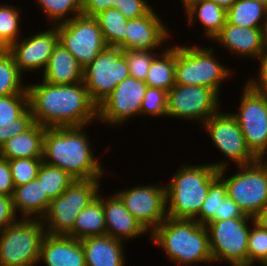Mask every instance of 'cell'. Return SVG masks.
I'll return each mask as SVG.
<instances>
[{
  "label": "cell",
  "instance_id": "1",
  "mask_svg": "<svg viewBox=\"0 0 267 266\" xmlns=\"http://www.w3.org/2000/svg\"><path fill=\"white\" fill-rule=\"evenodd\" d=\"M35 123L46 128L88 126L97 121V105L83 82L55 85L44 80L27 84Z\"/></svg>",
  "mask_w": 267,
  "mask_h": 266
},
{
  "label": "cell",
  "instance_id": "2",
  "mask_svg": "<svg viewBox=\"0 0 267 266\" xmlns=\"http://www.w3.org/2000/svg\"><path fill=\"white\" fill-rule=\"evenodd\" d=\"M85 127L45 128L43 162L59 167L75 180L102 178L105 169L90 147Z\"/></svg>",
  "mask_w": 267,
  "mask_h": 266
},
{
  "label": "cell",
  "instance_id": "3",
  "mask_svg": "<svg viewBox=\"0 0 267 266\" xmlns=\"http://www.w3.org/2000/svg\"><path fill=\"white\" fill-rule=\"evenodd\" d=\"M149 239L162 248L173 264L196 266L198 262L214 263L207 228L194 219L167 216L149 235Z\"/></svg>",
  "mask_w": 267,
  "mask_h": 266
},
{
  "label": "cell",
  "instance_id": "4",
  "mask_svg": "<svg viewBox=\"0 0 267 266\" xmlns=\"http://www.w3.org/2000/svg\"><path fill=\"white\" fill-rule=\"evenodd\" d=\"M217 178L218 169L212 163L182 165L165 183L167 216L195 219Z\"/></svg>",
  "mask_w": 267,
  "mask_h": 266
},
{
  "label": "cell",
  "instance_id": "5",
  "mask_svg": "<svg viewBox=\"0 0 267 266\" xmlns=\"http://www.w3.org/2000/svg\"><path fill=\"white\" fill-rule=\"evenodd\" d=\"M227 161L212 164L226 185L227 195L244 215L255 218L267 207V161L258 159L252 164L237 166L239 169L234 175L225 177L229 166Z\"/></svg>",
  "mask_w": 267,
  "mask_h": 266
},
{
  "label": "cell",
  "instance_id": "6",
  "mask_svg": "<svg viewBox=\"0 0 267 266\" xmlns=\"http://www.w3.org/2000/svg\"><path fill=\"white\" fill-rule=\"evenodd\" d=\"M213 47L176 45L175 84L209 87L220 95V87L232 76L214 55Z\"/></svg>",
  "mask_w": 267,
  "mask_h": 266
},
{
  "label": "cell",
  "instance_id": "7",
  "mask_svg": "<svg viewBox=\"0 0 267 266\" xmlns=\"http://www.w3.org/2000/svg\"><path fill=\"white\" fill-rule=\"evenodd\" d=\"M41 219L18 218L0 231V266H37L47 235Z\"/></svg>",
  "mask_w": 267,
  "mask_h": 266
},
{
  "label": "cell",
  "instance_id": "8",
  "mask_svg": "<svg viewBox=\"0 0 267 266\" xmlns=\"http://www.w3.org/2000/svg\"><path fill=\"white\" fill-rule=\"evenodd\" d=\"M101 180H75L60 196L52 199L41 219L47 234L67 236L79 213L97 197Z\"/></svg>",
  "mask_w": 267,
  "mask_h": 266
},
{
  "label": "cell",
  "instance_id": "9",
  "mask_svg": "<svg viewBox=\"0 0 267 266\" xmlns=\"http://www.w3.org/2000/svg\"><path fill=\"white\" fill-rule=\"evenodd\" d=\"M249 222H255V218L239 217L205 225L214 263L226 261L230 266H248Z\"/></svg>",
  "mask_w": 267,
  "mask_h": 266
},
{
  "label": "cell",
  "instance_id": "10",
  "mask_svg": "<svg viewBox=\"0 0 267 266\" xmlns=\"http://www.w3.org/2000/svg\"><path fill=\"white\" fill-rule=\"evenodd\" d=\"M124 50L106 46L83 69V83L91 100L98 106L124 79L130 76Z\"/></svg>",
  "mask_w": 267,
  "mask_h": 266
},
{
  "label": "cell",
  "instance_id": "11",
  "mask_svg": "<svg viewBox=\"0 0 267 266\" xmlns=\"http://www.w3.org/2000/svg\"><path fill=\"white\" fill-rule=\"evenodd\" d=\"M61 43L85 68L107 46L95 17L79 15L57 25Z\"/></svg>",
  "mask_w": 267,
  "mask_h": 266
},
{
  "label": "cell",
  "instance_id": "12",
  "mask_svg": "<svg viewBox=\"0 0 267 266\" xmlns=\"http://www.w3.org/2000/svg\"><path fill=\"white\" fill-rule=\"evenodd\" d=\"M240 108L235 117L245 137L248 149L257 159L267 154V97L244 84Z\"/></svg>",
  "mask_w": 267,
  "mask_h": 266
},
{
  "label": "cell",
  "instance_id": "13",
  "mask_svg": "<svg viewBox=\"0 0 267 266\" xmlns=\"http://www.w3.org/2000/svg\"><path fill=\"white\" fill-rule=\"evenodd\" d=\"M219 95L209 87L175 84L168 91L167 117L198 121L200 125L220 110Z\"/></svg>",
  "mask_w": 267,
  "mask_h": 266
},
{
  "label": "cell",
  "instance_id": "14",
  "mask_svg": "<svg viewBox=\"0 0 267 266\" xmlns=\"http://www.w3.org/2000/svg\"><path fill=\"white\" fill-rule=\"evenodd\" d=\"M147 88L144 80L127 77L97 106V120L117 127L140 116Z\"/></svg>",
  "mask_w": 267,
  "mask_h": 266
},
{
  "label": "cell",
  "instance_id": "15",
  "mask_svg": "<svg viewBox=\"0 0 267 266\" xmlns=\"http://www.w3.org/2000/svg\"><path fill=\"white\" fill-rule=\"evenodd\" d=\"M202 127L216 148L234 165H248L258 160L248 149L240 126L231 112L219 110Z\"/></svg>",
  "mask_w": 267,
  "mask_h": 266
},
{
  "label": "cell",
  "instance_id": "16",
  "mask_svg": "<svg viewBox=\"0 0 267 266\" xmlns=\"http://www.w3.org/2000/svg\"><path fill=\"white\" fill-rule=\"evenodd\" d=\"M126 209L151 234L166 218V186L138 185L115 192Z\"/></svg>",
  "mask_w": 267,
  "mask_h": 266
},
{
  "label": "cell",
  "instance_id": "17",
  "mask_svg": "<svg viewBox=\"0 0 267 266\" xmlns=\"http://www.w3.org/2000/svg\"><path fill=\"white\" fill-rule=\"evenodd\" d=\"M28 36L12 43L7 51L14 58L15 64L22 74L37 70L43 72L59 42L57 25H52L45 31L41 32L40 30L34 35Z\"/></svg>",
  "mask_w": 267,
  "mask_h": 266
},
{
  "label": "cell",
  "instance_id": "18",
  "mask_svg": "<svg viewBox=\"0 0 267 266\" xmlns=\"http://www.w3.org/2000/svg\"><path fill=\"white\" fill-rule=\"evenodd\" d=\"M152 9L148 14L128 19L125 30V51H156L171 37L170 30Z\"/></svg>",
  "mask_w": 267,
  "mask_h": 266
},
{
  "label": "cell",
  "instance_id": "19",
  "mask_svg": "<svg viewBox=\"0 0 267 266\" xmlns=\"http://www.w3.org/2000/svg\"><path fill=\"white\" fill-rule=\"evenodd\" d=\"M212 41H216L237 57L257 60L265 53L264 28L240 27L226 20L225 25Z\"/></svg>",
  "mask_w": 267,
  "mask_h": 266
},
{
  "label": "cell",
  "instance_id": "20",
  "mask_svg": "<svg viewBox=\"0 0 267 266\" xmlns=\"http://www.w3.org/2000/svg\"><path fill=\"white\" fill-rule=\"evenodd\" d=\"M35 124L28 94L0 96V148L5 142Z\"/></svg>",
  "mask_w": 267,
  "mask_h": 266
},
{
  "label": "cell",
  "instance_id": "21",
  "mask_svg": "<svg viewBox=\"0 0 267 266\" xmlns=\"http://www.w3.org/2000/svg\"><path fill=\"white\" fill-rule=\"evenodd\" d=\"M106 235L125 242L149 233L143 225L124 206L120 197L114 193L103 196ZM125 240V241H124Z\"/></svg>",
  "mask_w": 267,
  "mask_h": 266
},
{
  "label": "cell",
  "instance_id": "22",
  "mask_svg": "<svg viewBox=\"0 0 267 266\" xmlns=\"http://www.w3.org/2000/svg\"><path fill=\"white\" fill-rule=\"evenodd\" d=\"M46 266H86L81 240L47 234L42 242L39 262Z\"/></svg>",
  "mask_w": 267,
  "mask_h": 266
},
{
  "label": "cell",
  "instance_id": "23",
  "mask_svg": "<svg viewBox=\"0 0 267 266\" xmlns=\"http://www.w3.org/2000/svg\"><path fill=\"white\" fill-rule=\"evenodd\" d=\"M86 266H126L125 244L109 235L81 239Z\"/></svg>",
  "mask_w": 267,
  "mask_h": 266
},
{
  "label": "cell",
  "instance_id": "24",
  "mask_svg": "<svg viewBox=\"0 0 267 266\" xmlns=\"http://www.w3.org/2000/svg\"><path fill=\"white\" fill-rule=\"evenodd\" d=\"M83 69L75 57L58 42L41 79L55 85L76 84L83 82Z\"/></svg>",
  "mask_w": 267,
  "mask_h": 266
},
{
  "label": "cell",
  "instance_id": "25",
  "mask_svg": "<svg viewBox=\"0 0 267 266\" xmlns=\"http://www.w3.org/2000/svg\"><path fill=\"white\" fill-rule=\"evenodd\" d=\"M11 197L15 214L19 213L21 218L26 219H42L51 201L43 193L41 182L37 179L27 184L16 186Z\"/></svg>",
  "mask_w": 267,
  "mask_h": 266
},
{
  "label": "cell",
  "instance_id": "26",
  "mask_svg": "<svg viewBox=\"0 0 267 266\" xmlns=\"http://www.w3.org/2000/svg\"><path fill=\"white\" fill-rule=\"evenodd\" d=\"M45 128L35 123L26 132L9 138L0 148V157L7 160L15 158H43Z\"/></svg>",
  "mask_w": 267,
  "mask_h": 266
},
{
  "label": "cell",
  "instance_id": "27",
  "mask_svg": "<svg viewBox=\"0 0 267 266\" xmlns=\"http://www.w3.org/2000/svg\"><path fill=\"white\" fill-rule=\"evenodd\" d=\"M184 9L185 16H187L186 21H188L187 25L191 26L199 21V25H203L205 37L211 41L225 25L227 11L218 6L214 1L194 0Z\"/></svg>",
  "mask_w": 267,
  "mask_h": 266
},
{
  "label": "cell",
  "instance_id": "28",
  "mask_svg": "<svg viewBox=\"0 0 267 266\" xmlns=\"http://www.w3.org/2000/svg\"><path fill=\"white\" fill-rule=\"evenodd\" d=\"M98 195L76 217L73 230L67 235L81 240L91 236L106 235L103 195Z\"/></svg>",
  "mask_w": 267,
  "mask_h": 266
},
{
  "label": "cell",
  "instance_id": "29",
  "mask_svg": "<svg viewBox=\"0 0 267 266\" xmlns=\"http://www.w3.org/2000/svg\"><path fill=\"white\" fill-rule=\"evenodd\" d=\"M162 49L153 59L145 83L168 92L175 85L176 45Z\"/></svg>",
  "mask_w": 267,
  "mask_h": 266
},
{
  "label": "cell",
  "instance_id": "30",
  "mask_svg": "<svg viewBox=\"0 0 267 266\" xmlns=\"http://www.w3.org/2000/svg\"><path fill=\"white\" fill-rule=\"evenodd\" d=\"M226 20L246 28H264L267 6L252 0H237L226 13Z\"/></svg>",
  "mask_w": 267,
  "mask_h": 266
},
{
  "label": "cell",
  "instance_id": "31",
  "mask_svg": "<svg viewBox=\"0 0 267 266\" xmlns=\"http://www.w3.org/2000/svg\"><path fill=\"white\" fill-rule=\"evenodd\" d=\"M108 46H119L125 51V30L128 19L117 9L109 8L95 16Z\"/></svg>",
  "mask_w": 267,
  "mask_h": 266
},
{
  "label": "cell",
  "instance_id": "32",
  "mask_svg": "<svg viewBox=\"0 0 267 266\" xmlns=\"http://www.w3.org/2000/svg\"><path fill=\"white\" fill-rule=\"evenodd\" d=\"M22 75L7 49H0V96L28 94Z\"/></svg>",
  "mask_w": 267,
  "mask_h": 266
},
{
  "label": "cell",
  "instance_id": "33",
  "mask_svg": "<svg viewBox=\"0 0 267 266\" xmlns=\"http://www.w3.org/2000/svg\"><path fill=\"white\" fill-rule=\"evenodd\" d=\"M41 182L43 193L52 200L60 196L74 181L66 171L42 162L36 178Z\"/></svg>",
  "mask_w": 267,
  "mask_h": 266
},
{
  "label": "cell",
  "instance_id": "34",
  "mask_svg": "<svg viewBox=\"0 0 267 266\" xmlns=\"http://www.w3.org/2000/svg\"><path fill=\"white\" fill-rule=\"evenodd\" d=\"M35 3L43 11L42 13H45L48 22L51 21V26L69 21L82 14L81 0H35Z\"/></svg>",
  "mask_w": 267,
  "mask_h": 266
},
{
  "label": "cell",
  "instance_id": "35",
  "mask_svg": "<svg viewBox=\"0 0 267 266\" xmlns=\"http://www.w3.org/2000/svg\"><path fill=\"white\" fill-rule=\"evenodd\" d=\"M20 9L13 5H0V49H7L21 38Z\"/></svg>",
  "mask_w": 267,
  "mask_h": 266
},
{
  "label": "cell",
  "instance_id": "36",
  "mask_svg": "<svg viewBox=\"0 0 267 266\" xmlns=\"http://www.w3.org/2000/svg\"><path fill=\"white\" fill-rule=\"evenodd\" d=\"M227 195L224 182L218 177L211 185L205 201L202 203L199 215L194 219L199 224L219 221L220 201Z\"/></svg>",
  "mask_w": 267,
  "mask_h": 266
},
{
  "label": "cell",
  "instance_id": "37",
  "mask_svg": "<svg viewBox=\"0 0 267 266\" xmlns=\"http://www.w3.org/2000/svg\"><path fill=\"white\" fill-rule=\"evenodd\" d=\"M252 229H250L248 236V266L254 263L260 266L267 265V231L264 230L256 222H252Z\"/></svg>",
  "mask_w": 267,
  "mask_h": 266
},
{
  "label": "cell",
  "instance_id": "38",
  "mask_svg": "<svg viewBox=\"0 0 267 266\" xmlns=\"http://www.w3.org/2000/svg\"><path fill=\"white\" fill-rule=\"evenodd\" d=\"M9 161L14 186H21L37 178L42 158H15Z\"/></svg>",
  "mask_w": 267,
  "mask_h": 266
},
{
  "label": "cell",
  "instance_id": "39",
  "mask_svg": "<svg viewBox=\"0 0 267 266\" xmlns=\"http://www.w3.org/2000/svg\"><path fill=\"white\" fill-rule=\"evenodd\" d=\"M167 100L168 92L154 87H148L146 89L142 106L140 109V115L144 117H167Z\"/></svg>",
  "mask_w": 267,
  "mask_h": 266
},
{
  "label": "cell",
  "instance_id": "40",
  "mask_svg": "<svg viewBox=\"0 0 267 266\" xmlns=\"http://www.w3.org/2000/svg\"><path fill=\"white\" fill-rule=\"evenodd\" d=\"M159 53L155 51L126 50L123 55L126 58L130 76L144 80L148 74V70L153 59Z\"/></svg>",
  "mask_w": 267,
  "mask_h": 266
},
{
  "label": "cell",
  "instance_id": "41",
  "mask_svg": "<svg viewBox=\"0 0 267 266\" xmlns=\"http://www.w3.org/2000/svg\"><path fill=\"white\" fill-rule=\"evenodd\" d=\"M112 8L119 10L127 19L144 16L153 9L146 0H115Z\"/></svg>",
  "mask_w": 267,
  "mask_h": 266
},
{
  "label": "cell",
  "instance_id": "42",
  "mask_svg": "<svg viewBox=\"0 0 267 266\" xmlns=\"http://www.w3.org/2000/svg\"><path fill=\"white\" fill-rule=\"evenodd\" d=\"M259 74L257 77H252L246 82L255 92L267 97V53L265 52L259 59Z\"/></svg>",
  "mask_w": 267,
  "mask_h": 266
},
{
  "label": "cell",
  "instance_id": "43",
  "mask_svg": "<svg viewBox=\"0 0 267 266\" xmlns=\"http://www.w3.org/2000/svg\"><path fill=\"white\" fill-rule=\"evenodd\" d=\"M12 205V197L0 195V231L15 223L18 219Z\"/></svg>",
  "mask_w": 267,
  "mask_h": 266
},
{
  "label": "cell",
  "instance_id": "44",
  "mask_svg": "<svg viewBox=\"0 0 267 266\" xmlns=\"http://www.w3.org/2000/svg\"><path fill=\"white\" fill-rule=\"evenodd\" d=\"M14 188L9 161L0 157V195L11 197Z\"/></svg>",
  "mask_w": 267,
  "mask_h": 266
},
{
  "label": "cell",
  "instance_id": "45",
  "mask_svg": "<svg viewBox=\"0 0 267 266\" xmlns=\"http://www.w3.org/2000/svg\"><path fill=\"white\" fill-rule=\"evenodd\" d=\"M239 217H250L244 215L239 206L226 195L222 201H220L219 207V220H227Z\"/></svg>",
  "mask_w": 267,
  "mask_h": 266
},
{
  "label": "cell",
  "instance_id": "46",
  "mask_svg": "<svg viewBox=\"0 0 267 266\" xmlns=\"http://www.w3.org/2000/svg\"><path fill=\"white\" fill-rule=\"evenodd\" d=\"M82 14L95 17L102 11L112 8L115 0H81Z\"/></svg>",
  "mask_w": 267,
  "mask_h": 266
},
{
  "label": "cell",
  "instance_id": "47",
  "mask_svg": "<svg viewBox=\"0 0 267 266\" xmlns=\"http://www.w3.org/2000/svg\"><path fill=\"white\" fill-rule=\"evenodd\" d=\"M255 222L267 231V207L255 217Z\"/></svg>",
  "mask_w": 267,
  "mask_h": 266
},
{
  "label": "cell",
  "instance_id": "48",
  "mask_svg": "<svg viewBox=\"0 0 267 266\" xmlns=\"http://www.w3.org/2000/svg\"><path fill=\"white\" fill-rule=\"evenodd\" d=\"M214 1L218 6L223 8L225 11H228L231 6L237 1V0H211Z\"/></svg>",
  "mask_w": 267,
  "mask_h": 266
},
{
  "label": "cell",
  "instance_id": "49",
  "mask_svg": "<svg viewBox=\"0 0 267 266\" xmlns=\"http://www.w3.org/2000/svg\"><path fill=\"white\" fill-rule=\"evenodd\" d=\"M264 42H265V52L267 53V20L264 26Z\"/></svg>",
  "mask_w": 267,
  "mask_h": 266
},
{
  "label": "cell",
  "instance_id": "50",
  "mask_svg": "<svg viewBox=\"0 0 267 266\" xmlns=\"http://www.w3.org/2000/svg\"><path fill=\"white\" fill-rule=\"evenodd\" d=\"M182 2V7L185 8L190 2L194 0H180Z\"/></svg>",
  "mask_w": 267,
  "mask_h": 266
},
{
  "label": "cell",
  "instance_id": "51",
  "mask_svg": "<svg viewBox=\"0 0 267 266\" xmlns=\"http://www.w3.org/2000/svg\"><path fill=\"white\" fill-rule=\"evenodd\" d=\"M252 1H256V2H259V3L267 6V0H252Z\"/></svg>",
  "mask_w": 267,
  "mask_h": 266
}]
</instances>
